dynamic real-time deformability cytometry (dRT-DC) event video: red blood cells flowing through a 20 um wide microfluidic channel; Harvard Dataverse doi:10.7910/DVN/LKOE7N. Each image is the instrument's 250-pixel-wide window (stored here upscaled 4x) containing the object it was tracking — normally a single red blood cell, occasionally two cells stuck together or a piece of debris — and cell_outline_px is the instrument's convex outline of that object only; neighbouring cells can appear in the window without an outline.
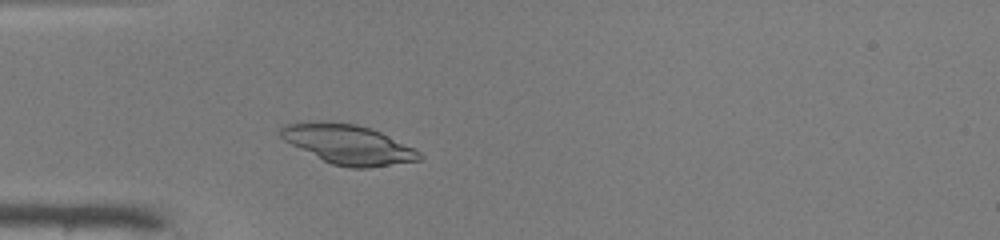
{"species": "common noctule bat (a hibernating species)", "species_latin": "Nyctalus noctula", "temperature_condition": "warm", "stored_images_in_passage": 41, "camera_frame_rate_fps": 3000, "um_per_image_px": 0.085, "animal": {"sex": "male", "body_mass_g": 19.0, "forearm_length_mm": 50.8}, "frame": {"image": 1, "passage_image": 7, "time_ms": 2.0, "image_size_px": [1000, 240], "cell_outline_px": [[424, 156], [420, 160], [368, 168], [352, 168], [332, 164], [284, 140], [280, 136], [280, 128], [284, 124], [356, 124], [372, 128], [420, 152]], "centroid_in_image_um": [29.66, 12.32], "position_along_channel_um": 55.3, "area_um2": 30.58}}
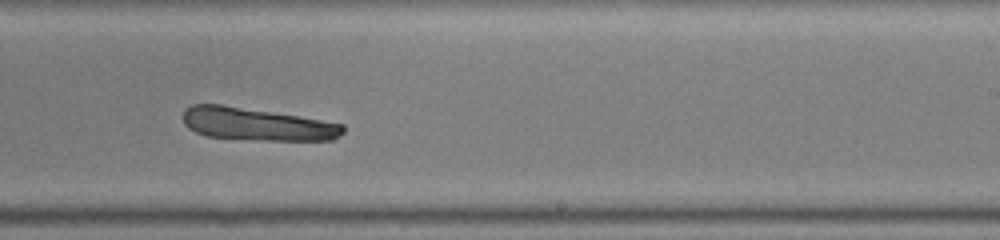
{"frame": {"image": 2, "passage_image": 23, "time_ms": 7.333, "image_size_px": [1000, 240], "cell_outline_px": [[344, 132], [340, 136], [332, 140], [260, 140], [208, 136], [196, 132], [188, 128], [184, 124], [180, 116], [184, 108], [192, 104], [224, 104], [344, 124]], "centroid_in_image_um": [21.76, 10.54], "position_along_channel_um": 267.2, "area_um2": 30.52}}
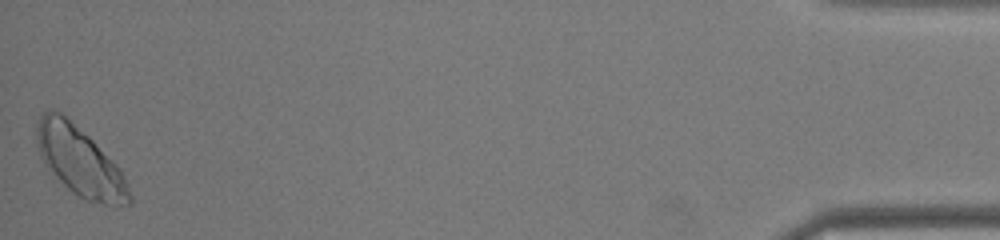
{"frame": {"image": 3, "passage_image": 41, "time_ms": 13.333, "image_size_px": [1000, 240], "cell_outline_px": [[132, 204], [104, 204], [88, 200], [72, 192], [56, 176], [40, 156], [36, 140], [36, 124], [40, 116], [44, 112], [52, 108], [56, 108], [88, 136], [120, 168], [124, 176], [132, 196]], "centroid_in_image_um": [6.78, 13.68], "position_along_channel_um": 428.4, "area_um2": 36.7}}